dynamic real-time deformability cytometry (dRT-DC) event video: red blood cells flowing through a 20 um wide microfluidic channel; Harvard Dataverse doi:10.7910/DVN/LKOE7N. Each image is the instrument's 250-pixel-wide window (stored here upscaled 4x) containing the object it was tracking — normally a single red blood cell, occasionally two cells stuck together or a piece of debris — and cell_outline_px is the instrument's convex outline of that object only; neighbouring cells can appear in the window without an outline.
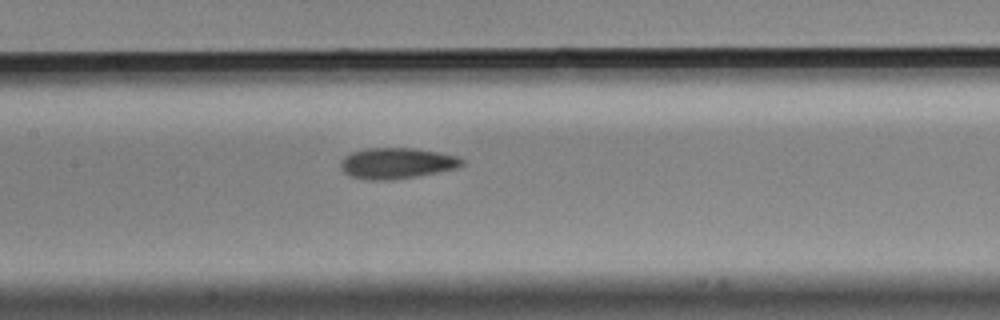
{"species": "Egyptian fruit bat (a non-hibernating species)", "species_latin": "Rousettus aegyptiacus", "temperature_condition": "cold", "stored_images_in_passage": 9, "camera_frame_rate_fps": 3000, "um_per_image_px": 0.085, "animal": {"sex": "male"}, "frame": {"image": 1, "passage_image": 9, "time_ms": 2.667, "image_size_px": [1000, 320], "cell_outline_px": [[464, 164], [460, 168], [420, 176], [392, 180], [368, 180], [348, 176], [340, 168], [340, 160], [344, 156], [352, 152], [368, 148], [412, 148], [436, 152], [456, 156], [464, 160]], "centroid_in_image_um": [33.72, 13.89], "position_along_channel_um": 173.7, "area_um2": 22.14}}